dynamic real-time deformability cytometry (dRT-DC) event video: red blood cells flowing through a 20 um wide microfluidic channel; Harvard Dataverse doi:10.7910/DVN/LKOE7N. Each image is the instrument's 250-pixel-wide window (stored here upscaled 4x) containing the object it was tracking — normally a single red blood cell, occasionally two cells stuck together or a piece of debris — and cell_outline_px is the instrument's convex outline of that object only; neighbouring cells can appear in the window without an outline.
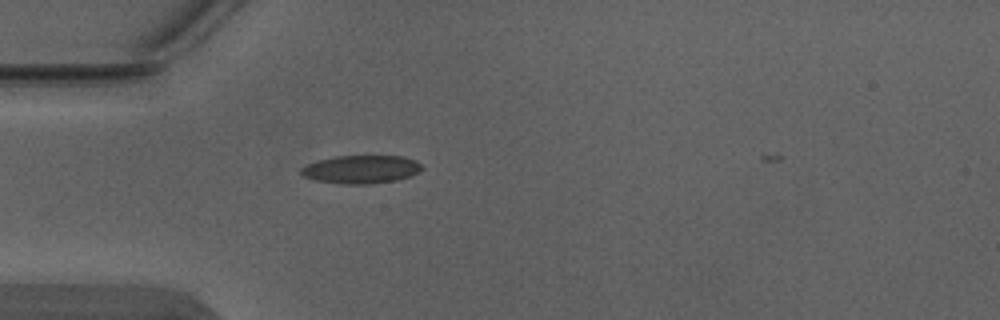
{"species": "Egyptian fruit bat (a non-hibernating species)", "species_latin": "Rousettus aegyptiacus", "temperature_condition": "warm", "stored_images_in_passage": 1, "camera_frame_rate_fps": 3000, "um_per_image_px": 0.085, "animal": {"sex": "male"}, "frame": {"image": 1, "passage_image": 1, "time_ms": 0.0, "image_size_px": [1000, 320], "cell_outline_px": [[424, 168], [420, 172], [396, 180], [368, 184], [340, 184], [316, 180], [304, 176], [300, 172], [300, 168], [308, 164], [320, 160], [336, 156], [404, 156], [416, 160]], "centroid_in_image_um": [30.72, 14.39], "position_along_channel_um": 54.3, "area_um2": 19.77}}